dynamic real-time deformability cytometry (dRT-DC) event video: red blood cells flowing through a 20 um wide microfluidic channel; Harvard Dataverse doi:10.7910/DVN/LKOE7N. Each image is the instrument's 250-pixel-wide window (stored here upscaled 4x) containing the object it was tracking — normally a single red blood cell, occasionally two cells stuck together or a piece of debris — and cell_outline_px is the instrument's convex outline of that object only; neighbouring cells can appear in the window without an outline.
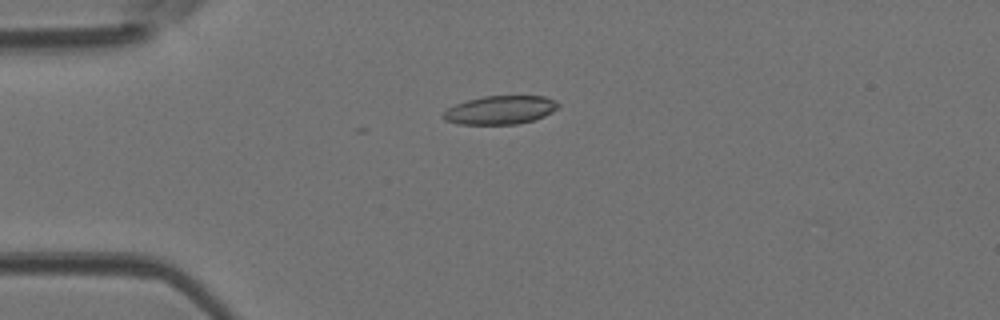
{"species": "Egyptian fruit bat (a non-hibernating species)", "species_latin": "Rousettus aegyptiacus", "temperature_condition": "room temperature", "stored_images_in_passage": 7, "camera_frame_rate_fps": 3000, "um_per_image_px": 0.085, "animal": {"sex": "female"}, "frame": {"image": 1, "passage_image": 4, "time_ms": 1.0, "image_size_px": [1000, 320], "cell_outline_px": [[560, 108], [544, 116], [532, 120], [516, 124], [460, 124], [444, 120], [440, 116], [448, 108], [456, 104], [468, 100], [484, 96], [544, 96], [556, 100], [560, 104]], "centroid_in_image_um": [42.54, 9.35], "position_along_channel_um": 42.5, "area_um2": 19.13}}